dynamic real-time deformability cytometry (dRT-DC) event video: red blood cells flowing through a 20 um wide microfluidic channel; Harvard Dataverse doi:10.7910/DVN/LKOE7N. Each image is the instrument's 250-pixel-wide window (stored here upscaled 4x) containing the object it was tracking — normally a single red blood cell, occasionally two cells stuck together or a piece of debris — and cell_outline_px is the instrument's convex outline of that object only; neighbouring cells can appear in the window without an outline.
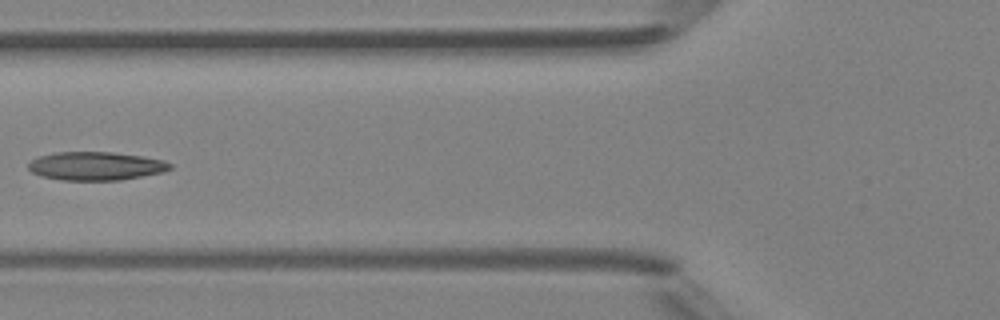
{"species": "Egyptian fruit bat (a non-hibernating species)", "species_latin": "Rousettus aegyptiacus", "temperature_condition": "room temperature", "stored_images_in_passage": 4, "camera_frame_rate_fps": 3000, "um_per_image_px": 0.085, "animal": {"sex": "female"}, "frame": {"image": 1, "passage_image": 4, "time_ms": 3.333, "image_size_px": [1000, 320], "cell_outline_px": [[172, 168], [164, 172], [120, 180], [60, 180], [40, 176], [32, 172], [28, 168], [28, 164], [32, 160], [40, 156], [56, 152], [112, 152], [140, 156], [164, 160], [172, 164]], "centroid_in_image_um": [8.15, 14.11], "position_along_channel_um": 117.6, "area_um2": 23.47}}